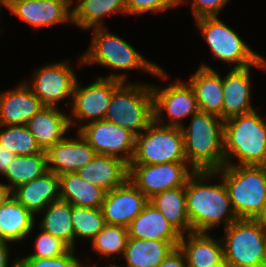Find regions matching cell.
Instances as JSON below:
<instances>
[{
	"instance_id": "obj_1",
	"label": "cell",
	"mask_w": 266,
	"mask_h": 267,
	"mask_svg": "<svg viewBox=\"0 0 266 267\" xmlns=\"http://www.w3.org/2000/svg\"><path fill=\"white\" fill-rule=\"evenodd\" d=\"M216 171H194L186 182L187 215L191 232H208L223 221L226 228L238 220L224 182L204 184Z\"/></svg>"
},
{
	"instance_id": "obj_2",
	"label": "cell",
	"mask_w": 266,
	"mask_h": 267,
	"mask_svg": "<svg viewBox=\"0 0 266 267\" xmlns=\"http://www.w3.org/2000/svg\"><path fill=\"white\" fill-rule=\"evenodd\" d=\"M187 162L194 171H215L224 166V120L197 112L188 127H181ZM191 163V164H190Z\"/></svg>"
},
{
	"instance_id": "obj_3",
	"label": "cell",
	"mask_w": 266,
	"mask_h": 267,
	"mask_svg": "<svg viewBox=\"0 0 266 267\" xmlns=\"http://www.w3.org/2000/svg\"><path fill=\"white\" fill-rule=\"evenodd\" d=\"M215 171L226 186L237 218L257 219L266 203V165L232 163Z\"/></svg>"
},
{
	"instance_id": "obj_4",
	"label": "cell",
	"mask_w": 266,
	"mask_h": 267,
	"mask_svg": "<svg viewBox=\"0 0 266 267\" xmlns=\"http://www.w3.org/2000/svg\"><path fill=\"white\" fill-rule=\"evenodd\" d=\"M224 165H266V122L256 110L224 120Z\"/></svg>"
},
{
	"instance_id": "obj_5",
	"label": "cell",
	"mask_w": 266,
	"mask_h": 267,
	"mask_svg": "<svg viewBox=\"0 0 266 267\" xmlns=\"http://www.w3.org/2000/svg\"><path fill=\"white\" fill-rule=\"evenodd\" d=\"M93 32L91 46L80 57V65L95 63L117 70H145L161 79L168 77L160 66L147 61L124 39L110 33L104 27L94 28Z\"/></svg>"
},
{
	"instance_id": "obj_6",
	"label": "cell",
	"mask_w": 266,
	"mask_h": 267,
	"mask_svg": "<svg viewBox=\"0 0 266 267\" xmlns=\"http://www.w3.org/2000/svg\"><path fill=\"white\" fill-rule=\"evenodd\" d=\"M104 120L141 134L154 121L152 85L122 82L113 91Z\"/></svg>"
},
{
	"instance_id": "obj_7",
	"label": "cell",
	"mask_w": 266,
	"mask_h": 267,
	"mask_svg": "<svg viewBox=\"0 0 266 267\" xmlns=\"http://www.w3.org/2000/svg\"><path fill=\"white\" fill-rule=\"evenodd\" d=\"M195 20L215 58L231 65L234 63L233 68L254 66L266 71V59L250 49L238 33L219 20L218 16Z\"/></svg>"
},
{
	"instance_id": "obj_8",
	"label": "cell",
	"mask_w": 266,
	"mask_h": 267,
	"mask_svg": "<svg viewBox=\"0 0 266 267\" xmlns=\"http://www.w3.org/2000/svg\"><path fill=\"white\" fill-rule=\"evenodd\" d=\"M224 259L231 267H262L266 229L257 219H238L224 228Z\"/></svg>"
},
{
	"instance_id": "obj_9",
	"label": "cell",
	"mask_w": 266,
	"mask_h": 267,
	"mask_svg": "<svg viewBox=\"0 0 266 267\" xmlns=\"http://www.w3.org/2000/svg\"><path fill=\"white\" fill-rule=\"evenodd\" d=\"M135 138L134 155L129 165H152L187 162L182 130L153 121Z\"/></svg>"
},
{
	"instance_id": "obj_10",
	"label": "cell",
	"mask_w": 266,
	"mask_h": 267,
	"mask_svg": "<svg viewBox=\"0 0 266 267\" xmlns=\"http://www.w3.org/2000/svg\"><path fill=\"white\" fill-rule=\"evenodd\" d=\"M127 77L124 74H112L107 77H97L89 86L81 87L78 81L74 86L72 103V117L88 123L104 120L107 108L110 105L113 91Z\"/></svg>"
},
{
	"instance_id": "obj_11",
	"label": "cell",
	"mask_w": 266,
	"mask_h": 267,
	"mask_svg": "<svg viewBox=\"0 0 266 267\" xmlns=\"http://www.w3.org/2000/svg\"><path fill=\"white\" fill-rule=\"evenodd\" d=\"M188 162L129 165L128 179L148 198L168 189L186 186L194 170Z\"/></svg>"
},
{
	"instance_id": "obj_12",
	"label": "cell",
	"mask_w": 266,
	"mask_h": 267,
	"mask_svg": "<svg viewBox=\"0 0 266 267\" xmlns=\"http://www.w3.org/2000/svg\"><path fill=\"white\" fill-rule=\"evenodd\" d=\"M78 132L100 155L121 158L128 164L135 150L136 136L129 130L106 120L81 125Z\"/></svg>"
},
{
	"instance_id": "obj_13",
	"label": "cell",
	"mask_w": 266,
	"mask_h": 267,
	"mask_svg": "<svg viewBox=\"0 0 266 267\" xmlns=\"http://www.w3.org/2000/svg\"><path fill=\"white\" fill-rule=\"evenodd\" d=\"M154 121L164 126L181 127V119L199 112L195 93L190 84L176 81L165 88L152 85ZM163 111H166L169 123L162 119Z\"/></svg>"
},
{
	"instance_id": "obj_14",
	"label": "cell",
	"mask_w": 266,
	"mask_h": 267,
	"mask_svg": "<svg viewBox=\"0 0 266 267\" xmlns=\"http://www.w3.org/2000/svg\"><path fill=\"white\" fill-rule=\"evenodd\" d=\"M67 62L47 64L35 71L33 81L26 83L30 90L47 107H56L60 100L72 98L77 78Z\"/></svg>"
},
{
	"instance_id": "obj_15",
	"label": "cell",
	"mask_w": 266,
	"mask_h": 267,
	"mask_svg": "<svg viewBox=\"0 0 266 267\" xmlns=\"http://www.w3.org/2000/svg\"><path fill=\"white\" fill-rule=\"evenodd\" d=\"M148 202L149 199L128 179L106 193L101 207L105 223L128 227Z\"/></svg>"
},
{
	"instance_id": "obj_16",
	"label": "cell",
	"mask_w": 266,
	"mask_h": 267,
	"mask_svg": "<svg viewBox=\"0 0 266 267\" xmlns=\"http://www.w3.org/2000/svg\"><path fill=\"white\" fill-rule=\"evenodd\" d=\"M73 0H12L5 7L33 28L72 23Z\"/></svg>"
},
{
	"instance_id": "obj_17",
	"label": "cell",
	"mask_w": 266,
	"mask_h": 267,
	"mask_svg": "<svg viewBox=\"0 0 266 267\" xmlns=\"http://www.w3.org/2000/svg\"><path fill=\"white\" fill-rule=\"evenodd\" d=\"M77 134L78 139L64 137L46 150L48 171L57 175L76 173L96 157L97 152Z\"/></svg>"
},
{
	"instance_id": "obj_18",
	"label": "cell",
	"mask_w": 266,
	"mask_h": 267,
	"mask_svg": "<svg viewBox=\"0 0 266 267\" xmlns=\"http://www.w3.org/2000/svg\"><path fill=\"white\" fill-rule=\"evenodd\" d=\"M44 107L26 82L11 91L0 92V127L26 125Z\"/></svg>"
},
{
	"instance_id": "obj_19",
	"label": "cell",
	"mask_w": 266,
	"mask_h": 267,
	"mask_svg": "<svg viewBox=\"0 0 266 267\" xmlns=\"http://www.w3.org/2000/svg\"><path fill=\"white\" fill-rule=\"evenodd\" d=\"M12 196L34 216L52 201L60 199L59 175L47 171L42 176L17 186Z\"/></svg>"
},
{
	"instance_id": "obj_20",
	"label": "cell",
	"mask_w": 266,
	"mask_h": 267,
	"mask_svg": "<svg viewBox=\"0 0 266 267\" xmlns=\"http://www.w3.org/2000/svg\"><path fill=\"white\" fill-rule=\"evenodd\" d=\"M74 124L72 117L60 111V108L45 106L26 124L42 150L61 141Z\"/></svg>"
},
{
	"instance_id": "obj_21",
	"label": "cell",
	"mask_w": 266,
	"mask_h": 267,
	"mask_svg": "<svg viewBox=\"0 0 266 267\" xmlns=\"http://www.w3.org/2000/svg\"><path fill=\"white\" fill-rule=\"evenodd\" d=\"M83 180L97 185L107 192L123 185L129 176V164L121 158L100 155L76 172Z\"/></svg>"
},
{
	"instance_id": "obj_22",
	"label": "cell",
	"mask_w": 266,
	"mask_h": 267,
	"mask_svg": "<svg viewBox=\"0 0 266 267\" xmlns=\"http://www.w3.org/2000/svg\"><path fill=\"white\" fill-rule=\"evenodd\" d=\"M250 68H232L223 77V120L254 111L250 103Z\"/></svg>"
},
{
	"instance_id": "obj_23",
	"label": "cell",
	"mask_w": 266,
	"mask_h": 267,
	"mask_svg": "<svg viewBox=\"0 0 266 267\" xmlns=\"http://www.w3.org/2000/svg\"><path fill=\"white\" fill-rule=\"evenodd\" d=\"M199 110L223 119V78L211 67L203 64L189 79Z\"/></svg>"
},
{
	"instance_id": "obj_24",
	"label": "cell",
	"mask_w": 266,
	"mask_h": 267,
	"mask_svg": "<svg viewBox=\"0 0 266 267\" xmlns=\"http://www.w3.org/2000/svg\"><path fill=\"white\" fill-rule=\"evenodd\" d=\"M127 228L129 238L135 239L180 241L182 236L150 201Z\"/></svg>"
},
{
	"instance_id": "obj_25",
	"label": "cell",
	"mask_w": 266,
	"mask_h": 267,
	"mask_svg": "<svg viewBox=\"0 0 266 267\" xmlns=\"http://www.w3.org/2000/svg\"><path fill=\"white\" fill-rule=\"evenodd\" d=\"M181 236L179 248L183 251L187 267H208L224 258L222 239L216 240L208 232H189Z\"/></svg>"
},
{
	"instance_id": "obj_26",
	"label": "cell",
	"mask_w": 266,
	"mask_h": 267,
	"mask_svg": "<svg viewBox=\"0 0 266 267\" xmlns=\"http://www.w3.org/2000/svg\"><path fill=\"white\" fill-rule=\"evenodd\" d=\"M180 241L128 238L123 252L127 267H157Z\"/></svg>"
},
{
	"instance_id": "obj_27",
	"label": "cell",
	"mask_w": 266,
	"mask_h": 267,
	"mask_svg": "<svg viewBox=\"0 0 266 267\" xmlns=\"http://www.w3.org/2000/svg\"><path fill=\"white\" fill-rule=\"evenodd\" d=\"M60 199L71 205L101 208L107 191L83 180L76 173L59 175Z\"/></svg>"
},
{
	"instance_id": "obj_28",
	"label": "cell",
	"mask_w": 266,
	"mask_h": 267,
	"mask_svg": "<svg viewBox=\"0 0 266 267\" xmlns=\"http://www.w3.org/2000/svg\"><path fill=\"white\" fill-rule=\"evenodd\" d=\"M35 216L11 196L0 207V239L18 242L27 238L35 226Z\"/></svg>"
},
{
	"instance_id": "obj_29",
	"label": "cell",
	"mask_w": 266,
	"mask_h": 267,
	"mask_svg": "<svg viewBox=\"0 0 266 267\" xmlns=\"http://www.w3.org/2000/svg\"><path fill=\"white\" fill-rule=\"evenodd\" d=\"M149 201L162 212L167 221L181 235L191 232V225L187 215L186 186L157 193Z\"/></svg>"
},
{
	"instance_id": "obj_30",
	"label": "cell",
	"mask_w": 266,
	"mask_h": 267,
	"mask_svg": "<svg viewBox=\"0 0 266 267\" xmlns=\"http://www.w3.org/2000/svg\"><path fill=\"white\" fill-rule=\"evenodd\" d=\"M72 9V24L86 30L103 27L106 14L127 13L125 0H78Z\"/></svg>"
},
{
	"instance_id": "obj_31",
	"label": "cell",
	"mask_w": 266,
	"mask_h": 267,
	"mask_svg": "<svg viewBox=\"0 0 266 267\" xmlns=\"http://www.w3.org/2000/svg\"><path fill=\"white\" fill-rule=\"evenodd\" d=\"M42 211L44 212V217L39 224L40 229L60 238L71 249H74L75 233L71 221V204L65 200L58 199L52 201Z\"/></svg>"
},
{
	"instance_id": "obj_32",
	"label": "cell",
	"mask_w": 266,
	"mask_h": 267,
	"mask_svg": "<svg viewBox=\"0 0 266 267\" xmlns=\"http://www.w3.org/2000/svg\"><path fill=\"white\" fill-rule=\"evenodd\" d=\"M47 171V153L46 150H42L34 155L16 156L4 176L11 183L7 184V186L12 191L17 186L28 183Z\"/></svg>"
},
{
	"instance_id": "obj_33",
	"label": "cell",
	"mask_w": 266,
	"mask_h": 267,
	"mask_svg": "<svg viewBox=\"0 0 266 267\" xmlns=\"http://www.w3.org/2000/svg\"><path fill=\"white\" fill-rule=\"evenodd\" d=\"M0 144L17 156H28L40 153L42 149L27 125H6L0 129Z\"/></svg>"
},
{
	"instance_id": "obj_34",
	"label": "cell",
	"mask_w": 266,
	"mask_h": 267,
	"mask_svg": "<svg viewBox=\"0 0 266 267\" xmlns=\"http://www.w3.org/2000/svg\"><path fill=\"white\" fill-rule=\"evenodd\" d=\"M71 221L75 239H93L106 225L101 208L75 205H71Z\"/></svg>"
},
{
	"instance_id": "obj_35",
	"label": "cell",
	"mask_w": 266,
	"mask_h": 267,
	"mask_svg": "<svg viewBox=\"0 0 266 267\" xmlns=\"http://www.w3.org/2000/svg\"><path fill=\"white\" fill-rule=\"evenodd\" d=\"M128 238L127 227L106 224L92 239V248L106 259L115 253L123 255Z\"/></svg>"
},
{
	"instance_id": "obj_36",
	"label": "cell",
	"mask_w": 266,
	"mask_h": 267,
	"mask_svg": "<svg viewBox=\"0 0 266 267\" xmlns=\"http://www.w3.org/2000/svg\"><path fill=\"white\" fill-rule=\"evenodd\" d=\"M35 241V253L26 257L55 258L67 253L71 248L60 238H57L42 229Z\"/></svg>"
},
{
	"instance_id": "obj_37",
	"label": "cell",
	"mask_w": 266,
	"mask_h": 267,
	"mask_svg": "<svg viewBox=\"0 0 266 267\" xmlns=\"http://www.w3.org/2000/svg\"><path fill=\"white\" fill-rule=\"evenodd\" d=\"M177 5L179 6V0H125L127 14L134 15L164 12Z\"/></svg>"
},
{
	"instance_id": "obj_38",
	"label": "cell",
	"mask_w": 266,
	"mask_h": 267,
	"mask_svg": "<svg viewBox=\"0 0 266 267\" xmlns=\"http://www.w3.org/2000/svg\"><path fill=\"white\" fill-rule=\"evenodd\" d=\"M74 252V249H70L67 253L55 258H18L17 267H72V261L76 258Z\"/></svg>"
},
{
	"instance_id": "obj_39",
	"label": "cell",
	"mask_w": 266,
	"mask_h": 267,
	"mask_svg": "<svg viewBox=\"0 0 266 267\" xmlns=\"http://www.w3.org/2000/svg\"><path fill=\"white\" fill-rule=\"evenodd\" d=\"M185 0H179V4H183ZM229 0H193L190 1L192 12L195 19L201 17L218 16L219 12Z\"/></svg>"
},
{
	"instance_id": "obj_40",
	"label": "cell",
	"mask_w": 266,
	"mask_h": 267,
	"mask_svg": "<svg viewBox=\"0 0 266 267\" xmlns=\"http://www.w3.org/2000/svg\"><path fill=\"white\" fill-rule=\"evenodd\" d=\"M157 267H187L186 257L179 246L175 247Z\"/></svg>"
},
{
	"instance_id": "obj_41",
	"label": "cell",
	"mask_w": 266,
	"mask_h": 267,
	"mask_svg": "<svg viewBox=\"0 0 266 267\" xmlns=\"http://www.w3.org/2000/svg\"><path fill=\"white\" fill-rule=\"evenodd\" d=\"M17 155L9 151L0 144V173L5 174L9 165L13 162Z\"/></svg>"
},
{
	"instance_id": "obj_42",
	"label": "cell",
	"mask_w": 266,
	"mask_h": 267,
	"mask_svg": "<svg viewBox=\"0 0 266 267\" xmlns=\"http://www.w3.org/2000/svg\"><path fill=\"white\" fill-rule=\"evenodd\" d=\"M10 248L8 241L0 239V267H8Z\"/></svg>"
},
{
	"instance_id": "obj_43",
	"label": "cell",
	"mask_w": 266,
	"mask_h": 267,
	"mask_svg": "<svg viewBox=\"0 0 266 267\" xmlns=\"http://www.w3.org/2000/svg\"><path fill=\"white\" fill-rule=\"evenodd\" d=\"M12 196L11 189L7 184L0 183V207Z\"/></svg>"
},
{
	"instance_id": "obj_44",
	"label": "cell",
	"mask_w": 266,
	"mask_h": 267,
	"mask_svg": "<svg viewBox=\"0 0 266 267\" xmlns=\"http://www.w3.org/2000/svg\"><path fill=\"white\" fill-rule=\"evenodd\" d=\"M257 220L261 223V225L266 229V203L264 206V211L260 214Z\"/></svg>"
},
{
	"instance_id": "obj_45",
	"label": "cell",
	"mask_w": 266,
	"mask_h": 267,
	"mask_svg": "<svg viewBox=\"0 0 266 267\" xmlns=\"http://www.w3.org/2000/svg\"><path fill=\"white\" fill-rule=\"evenodd\" d=\"M208 267H231L230 264L223 258L219 263L210 265Z\"/></svg>"
},
{
	"instance_id": "obj_46",
	"label": "cell",
	"mask_w": 266,
	"mask_h": 267,
	"mask_svg": "<svg viewBox=\"0 0 266 267\" xmlns=\"http://www.w3.org/2000/svg\"><path fill=\"white\" fill-rule=\"evenodd\" d=\"M72 267H84L81 262L79 261V259L76 257L73 261H72ZM92 267H96V264L93 265Z\"/></svg>"
},
{
	"instance_id": "obj_47",
	"label": "cell",
	"mask_w": 266,
	"mask_h": 267,
	"mask_svg": "<svg viewBox=\"0 0 266 267\" xmlns=\"http://www.w3.org/2000/svg\"><path fill=\"white\" fill-rule=\"evenodd\" d=\"M11 1H12V0H0V4H1L2 6H6V5H8Z\"/></svg>"
},
{
	"instance_id": "obj_48",
	"label": "cell",
	"mask_w": 266,
	"mask_h": 267,
	"mask_svg": "<svg viewBox=\"0 0 266 267\" xmlns=\"http://www.w3.org/2000/svg\"><path fill=\"white\" fill-rule=\"evenodd\" d=\"M12 267H17V258H16L15 261L13 262Z\"/></svg>"
},
{
	"instance_id": "obj_49",
	"label": "cell",
	"mask_w": 266,
	"mask_h": 267,
	"mask_svg": "<svg viewBox=\"0 0 266 267\" xmlns=\"http://www.w3.org/2000/svg\"><path fill=\"white\" fill-rule=\"evenodd\" d=\"M262 267H266V253H265V258H264V262H263V266Z\"/></svg>"
},
{
	"instance_id": "obj_50",
	"label": "cell",
	"mask_w": 266,
	"mask_h": 267,
	"mask_svg": "<svg viewBox=\"0 0 266 267\" xmlns=\"http://www.w3.org/2000/svg\"><path fill=\"white\" fill-rule=\"evenodd\" d=\"M108 267H123V266H117L116 264H114V265H110Z\"/></svg>"
}]
</instances>
